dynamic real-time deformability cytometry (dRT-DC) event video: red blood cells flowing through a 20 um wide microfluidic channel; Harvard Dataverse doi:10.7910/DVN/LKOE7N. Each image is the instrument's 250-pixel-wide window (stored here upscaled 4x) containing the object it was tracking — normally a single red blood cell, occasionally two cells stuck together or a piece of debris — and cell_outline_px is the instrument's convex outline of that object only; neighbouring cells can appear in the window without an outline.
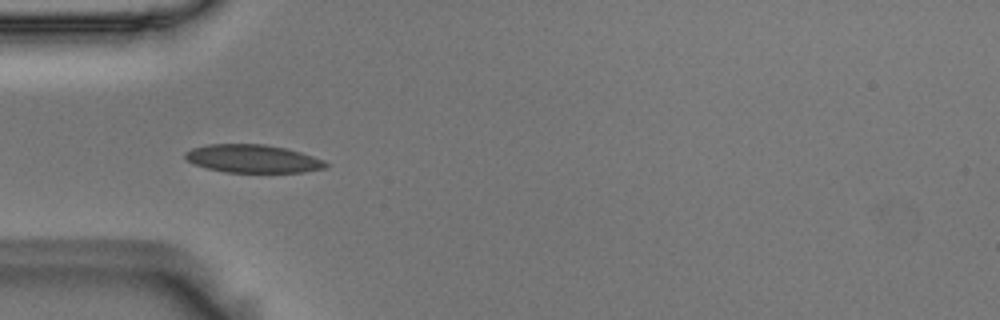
{"species": "Egyptian fruit bat (a non-hibernating species)", "species_latin": "Rousettus aegyptiacus", "temperature_condition": "room temperature", "stored_images_in_passage": 6, "camera_frame_rate_fps": 3000, "um_per_image_px": 0.085, "animal": {"sex": "male"}, "frame": {"image": 1, "passage_image": 5, "time_ms": 1.333, "image_size_px": [1000, 320], "cell_outline_px": [[328, 164], [324, 168], [304, 172], [224, 172], [208, 168], [196, 164], [188, 160], [184, 156], [184, 152], [192, 148], [208, 144], [264, 144], [288, 148], [324, 160]], "centroid_in_image_um": [21.49, 13.48], "position_along_channel_um": 63.5, "area_um2": 22.89}}
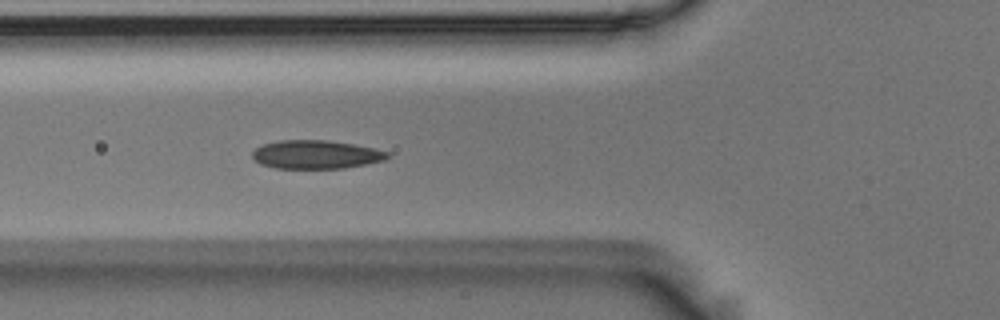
{"frame": {"image": 2, "passage_image": 6, "time_ms": 1.667, "image_size_px": [1000, 320], "cell_outline_px": [[392, 156], [384, 160], [344, 168], [276, 168], [260, 164], [252, 160], [252, 152], [260, 144], [280, 140], [328, 140], [356, 144], [388, 152]], "centroid_in_image_um": [26.82, 13.12], "position_along_channel_um": 99.0, "area_um2": 22.6}}